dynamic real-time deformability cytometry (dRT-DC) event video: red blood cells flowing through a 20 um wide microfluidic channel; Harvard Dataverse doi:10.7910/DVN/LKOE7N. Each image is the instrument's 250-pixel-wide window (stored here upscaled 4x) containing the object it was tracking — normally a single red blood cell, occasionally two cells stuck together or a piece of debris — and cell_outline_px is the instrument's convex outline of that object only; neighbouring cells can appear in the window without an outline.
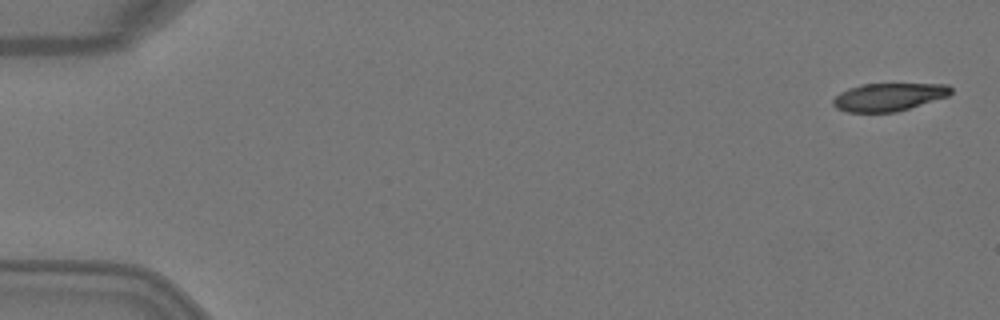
{"species": "Egyptian fruit bat (a non-hibernating species)", "species_latin": "Rousettus aegyptiacus", "temperature_condition": "warm", "stored_images_in_passage": 4, "camera_frame_rate_fps": 3000, "um_per_image_px": 0.085, "animal": {"sex": "female"}, "frame": {"image": 1, "passage_image": 1, "time_ms": 0.0, "image_size_px": [1000, 320], "cell_outline_px": [[952, 92], [948, 96], [896, 112], [848, 112], [836, 108], [832, 104], [832, 100], [840, 92], [848, 88], [860, 84], [948, 84], [952, 88]], "centroid_in_image_um": [75.52, 8.24], "position_along_channel_um": 9.5, "area_um2": 19.13}}